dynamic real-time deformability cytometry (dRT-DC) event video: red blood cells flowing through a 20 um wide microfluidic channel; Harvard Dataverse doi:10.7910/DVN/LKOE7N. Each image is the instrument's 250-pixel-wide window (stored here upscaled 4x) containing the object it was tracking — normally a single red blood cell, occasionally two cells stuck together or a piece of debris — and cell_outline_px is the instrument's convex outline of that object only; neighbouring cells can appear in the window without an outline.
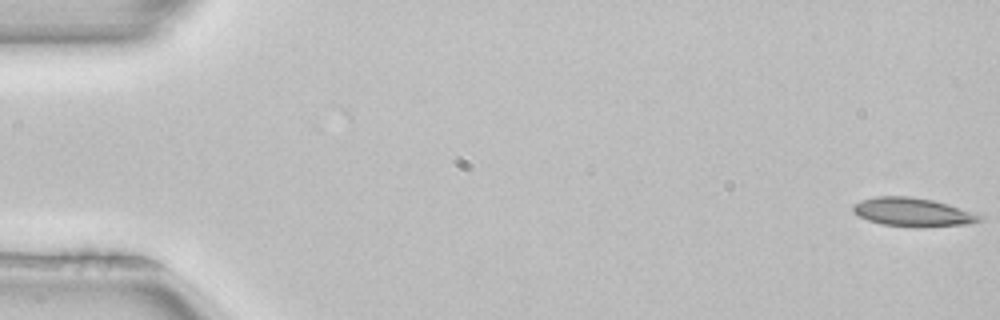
{"species": "common noctule bat (a hibernating species)", "species_latin": "Nyctalus noctula", "temperature_condition": "room temperature", "stored_images_in_passage": 4, "camera_frame_rate_fps": 3000, "um_per_image_px": 0.085, "animal": {"sex": "female", "body_mass_g": 22.7, "forearm_length_mm": 54.2}, "frame": {"image": 1, "passage_image": 1, "time_ms": 0.0, "image_size_px": [1000, 320], "cell_outline_px": [[984, 216], [980, 220], [968, 224], [920, 228], [880, 224], [868, 220], [852, 212], [852, 204], [860, 200], [876, 196], [912, 196], [932, 200], [948, 204]], "centroid_in_image_um": [77.55, 18.03], "position_along_channel_um": 7.5, "area_um2": 21.33}}
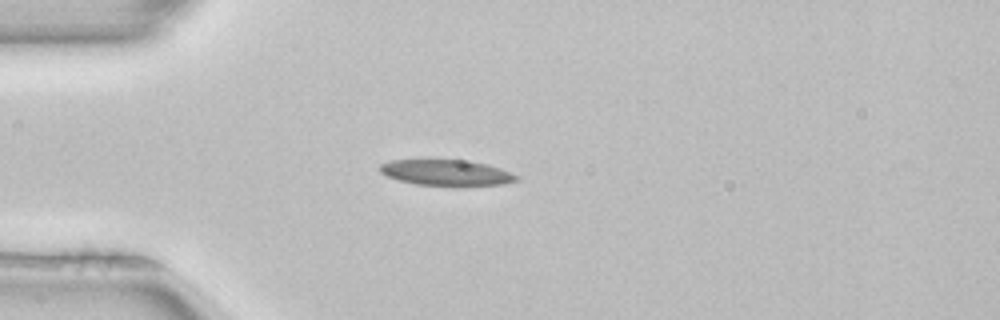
{"frame": {"image": 2, "passage_image": 4, "time_ms": 1.0, "image_size_px": [1000, 320], "cell_outline_px": [[520, 180], [504, 184], [456, 188], [416, 184], [396, 180], [380, 172], [380, 164], [392, 160], [460, 160], [484, 164], [500, 168], [520, 176]], "centroid_in_image_um": [37.99, 14.72], "position_along_channel_um": 47.0, "area_um2": 21.15}}